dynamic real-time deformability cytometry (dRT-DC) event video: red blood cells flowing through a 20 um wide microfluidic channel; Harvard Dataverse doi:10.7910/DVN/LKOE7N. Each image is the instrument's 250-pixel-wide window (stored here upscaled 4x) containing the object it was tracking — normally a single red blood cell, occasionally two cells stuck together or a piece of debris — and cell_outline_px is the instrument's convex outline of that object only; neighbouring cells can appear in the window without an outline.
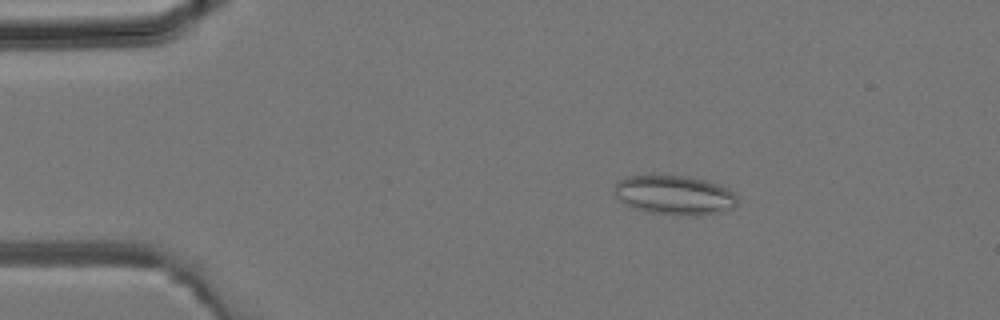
{"species": "common noctule bat (a hibernating species)", "species_latin": "Nyctalus noctula", "temperature_condition": "room temperature", "stored_images_in_passage": 38, "camera_frame_rate_fps": 3000, "um_per_image_px": 0.085, "animal": {"sex": "male", "body_mass_g": 19.2, "forearm_length_mm": 51.8}, "frame": {"image": 1, "passage_image": 6, "time_ms": 1.667, "image_size_px": [1000, 320], "cell_outline_px": [[740, 196], [736, 204], [732, 208], [716, 212], [696, 216], [692, 216], [652, 212], [632, 208], [620, 200], [616, 196], [612, 188], [616, 180], [624, 176], [648, 172], [688, 176], [704, 180], [728, 188]], "centroid_in_image_um": [57.25, 16.52], "position_along_channel_um": 27.7, "area_um2": 29.13}}
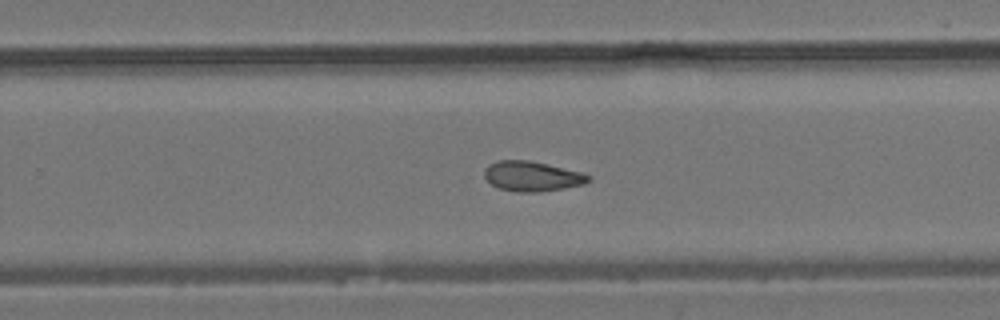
{"frame": {"image": 2, "passage_image": 24, "time_ms": 7.667, "image_size_px": [1000, 320], "cell_outline_px": [[592, 180], [584, 184], [564, 188], [540, 192], [516, 192], [500, 188], [492, 184], [484, 176], [484, 168], [488, 164], [496, 160], [528, 160], [548, 164], [580, 172], [592, 176]], "centroid_in_image_um": [45.23, 14.98], "position_along_channel_um": 284.6, "area_um2": 18.26}}
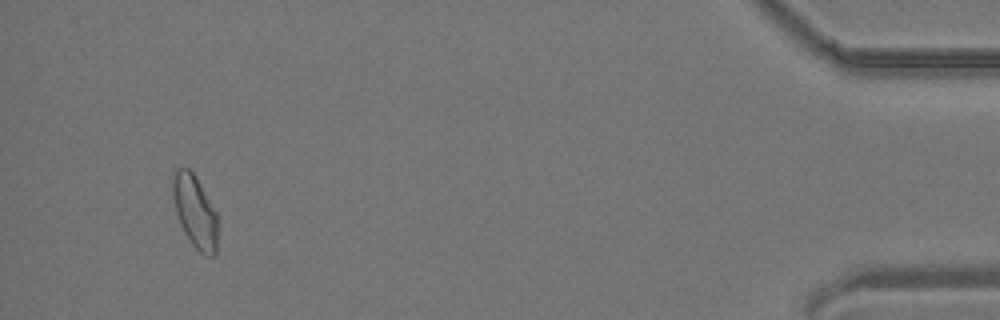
{"frame": {"image": 3, "passage_image": 36, "time_ms": 11.667, "image_size_px": [1000, 320], "cell_outline_px": [[216, 256], [204, 256], [192, 244], [184, 232], [180, 224], [176, 212], [172, 192], [172, 180], [176, 168], [188, 168], [196, 176], [216, 212]], "centroid_in_image_um": [16.56, 17.98], "position_along_channel_um": 418.6, "area_um2": 18.79}}